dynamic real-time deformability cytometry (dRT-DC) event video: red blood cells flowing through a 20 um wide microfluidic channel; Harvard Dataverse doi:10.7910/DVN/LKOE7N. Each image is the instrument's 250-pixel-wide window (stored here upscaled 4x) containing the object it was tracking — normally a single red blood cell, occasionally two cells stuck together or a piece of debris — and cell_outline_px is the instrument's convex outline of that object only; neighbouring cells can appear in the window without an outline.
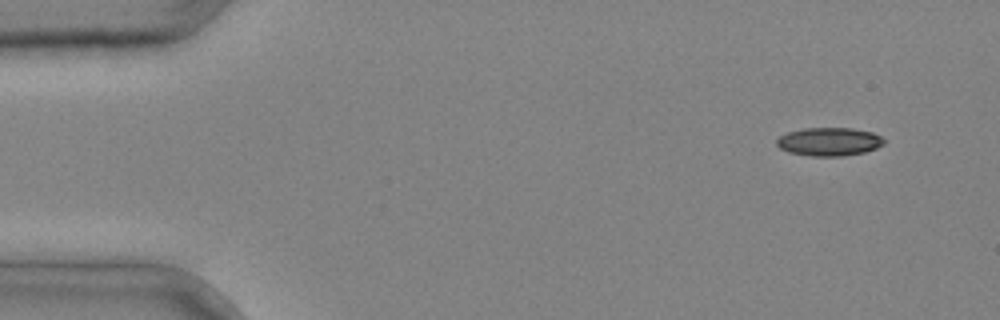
{"species": "common noctule bat (a hibernating species)", "species_latin": "Nyctalus noctula", "temperature_condition": "cold", "stored_images_in_passage": 5, "camera_frame_rate_fps": 3000, "um_per_image_px": 0.085, "animal": {"sex": "male", "body_mass_g": 20.4}, "frame": {"image": 1, "passage_image": 1, "time_ms": 0.0, "image_size_px": [1000, 320], "cell_outline_px": [[884, 144], [876, 148], [864, 152], [844, 156], [812, 156], [788, 152], [780, 148], [776, 144], [776, 140], [780, 136], [788, 132], [804, 128], [852, 128], [872, 132], [880, 136], [884, 140]], "centroid_in_image_um": [70.47, 12.04], "position_along_channel_um": 14.5, "area_um2": 17.69}}